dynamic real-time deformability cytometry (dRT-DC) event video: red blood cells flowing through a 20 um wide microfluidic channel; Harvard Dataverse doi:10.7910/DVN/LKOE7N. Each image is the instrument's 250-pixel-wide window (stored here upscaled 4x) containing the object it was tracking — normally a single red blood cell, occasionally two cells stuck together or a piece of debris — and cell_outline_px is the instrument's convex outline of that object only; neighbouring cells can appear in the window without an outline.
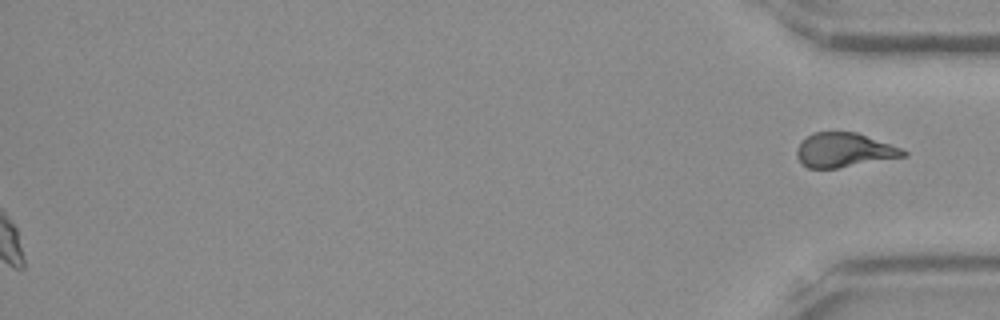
{"species": "Egyptian fruit bat (a non-hibernating species)", "species_latin": "Rousettus aegyptiacus", "temperature_condition": "room temperature", "stored_images_in_passage": 52, "segment_of_instrument_passage": [2, 2], "camera_frame_rate_fps": 3000, "um_per_image_px": 0.085, "frame": {"image": 1, "passage_image": 52, "time_ms": 17.0, "image_size_px": [1000, 320], "cell_outline_px": [[908, 156], [836, 168], [808, 168], [800, 164], [796, 156], [796, 148], [812, 132], [856, 132], [900, 148], [908, 152]], "centroid_in_image_um": [71.72, 12.77], "position_along_channel_um": 363.5, "area_um2": 21.15}}